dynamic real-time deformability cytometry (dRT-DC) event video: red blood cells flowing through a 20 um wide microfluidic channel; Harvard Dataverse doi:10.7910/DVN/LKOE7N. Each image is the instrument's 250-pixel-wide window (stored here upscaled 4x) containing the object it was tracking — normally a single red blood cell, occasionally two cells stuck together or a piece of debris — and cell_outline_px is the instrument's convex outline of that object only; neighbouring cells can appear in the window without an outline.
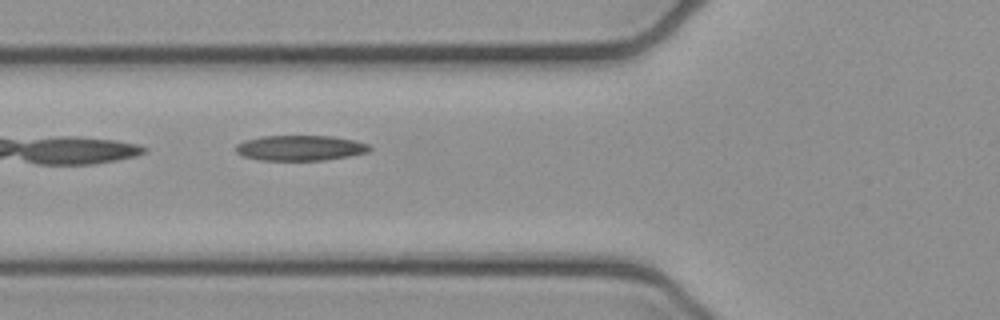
{"species": "common noctule bat (a hibernating species)", "species_latin": "Nyctalus noctula", "temperature_condition": "cold", "stored_images_in_passage": 4, "camera_frame_rate_fps": 3000, "um_per_image_px": 0.085, "animal": {"sex": "female", "body_mass_g": 21.9}, "frame": {"image": 1, "passage_image": 4, "time_ms": 1.0, "image_size_px": [1000, 320], "cell_outline_px": [[372, 148], [368, 152], [348, 156], [324, 160], [260, 160], [244, 156], [236, 152], [236, 144], [244, 140], [260, 136], [332, 136], [356, 140], [368, 144]], "centroid_in_image_um": [25.52, 12.57], "position_along_channel_um": 100.3, "area_um2": 19.77}}